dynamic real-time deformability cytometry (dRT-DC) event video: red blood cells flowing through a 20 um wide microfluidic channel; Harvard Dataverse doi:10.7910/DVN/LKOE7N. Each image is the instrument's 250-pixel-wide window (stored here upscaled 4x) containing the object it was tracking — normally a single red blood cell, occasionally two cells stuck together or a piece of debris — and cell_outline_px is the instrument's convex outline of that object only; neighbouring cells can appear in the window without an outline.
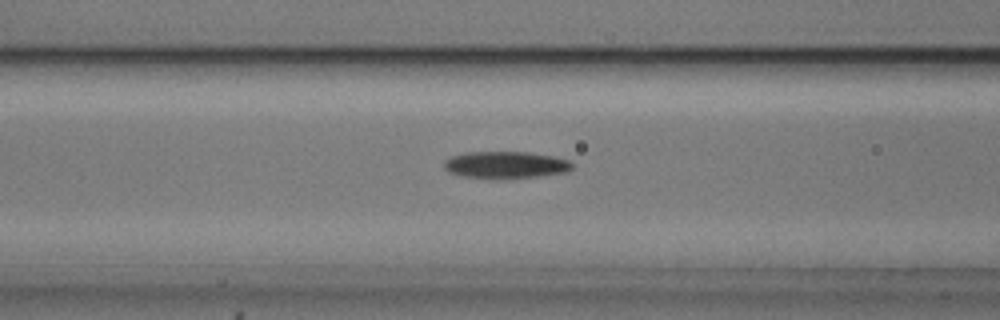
{"species": "common noctule bat (a hibernating species)", "species_latin": "Nyctalus noctula", "temperature_condition": "cold", "stored_images_in_passage": 38, "camera_frame_rate_fps": 3000, "um_per_image_px": 0.085, "animal": {"sex": "male", "body_mass_g": 20.5, "forearm_length_mm": 52.5}, "frame": {"image": 1, "passage_image": 11, "time_ms": 3.333, "image_size_px": [1000, 320], "cell_outline_px": [[572, 168], [568, 172], [540, 176], [500, 180], [496, 180], [464, 176], [448, 172], [444, 168], [444, 160], [452, 156], [468, 152], [528, 152], [556, 156], [568, 160], [572, 164]], "centroid_in_image_um": [42.99, 14.03], "position_along_channel_um": 123.6, "area_um2": 20.58}}
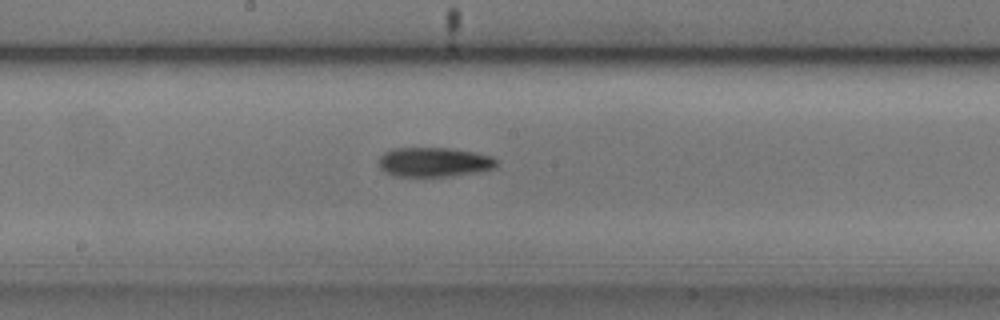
{"frame": {"image": 2, "passage_image": 18, "time_ms": 5.667, "image_size_px": [1000, 320], "cell_outline_px": [[500, 160], [496, 168], [476, 172], [452, 176], [396, 176], [384, 172], [380, 168], [380, 156], [384, 152], [392, 148], [448, 148], [476, 152], [492, 156]], "centroid_in_image_um": [36.94, 13.77], "position_along_channel_um": 211.3, "area_um2": 20.4}}
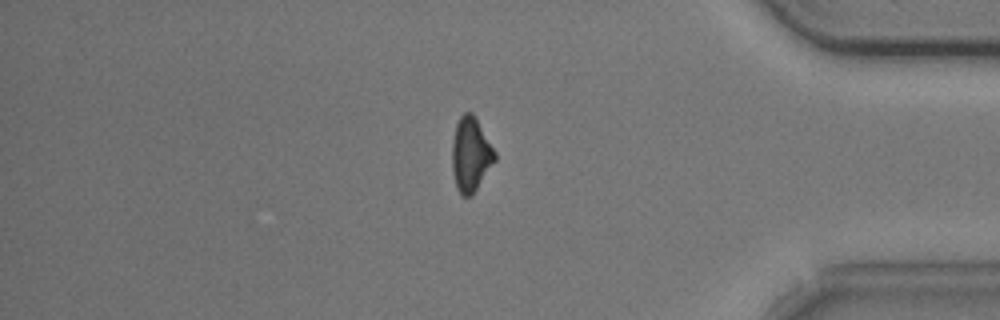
{"frame": {"image": 3, "passage_image": 35, "time_ms": 11.333, "image_size_px": [1000, 320], "cell_outline_px": [[496, 160], [472, 196], [460, 196], [456, 188], [452, 172], [452, 140], [456, 124], [460, 116], [464, 112], [472, 112], [496, 152]], "centroid_in_image_um": [40.0, 13.16], "position_along_channel_um": 395.2, "area_um2": 18.67}}